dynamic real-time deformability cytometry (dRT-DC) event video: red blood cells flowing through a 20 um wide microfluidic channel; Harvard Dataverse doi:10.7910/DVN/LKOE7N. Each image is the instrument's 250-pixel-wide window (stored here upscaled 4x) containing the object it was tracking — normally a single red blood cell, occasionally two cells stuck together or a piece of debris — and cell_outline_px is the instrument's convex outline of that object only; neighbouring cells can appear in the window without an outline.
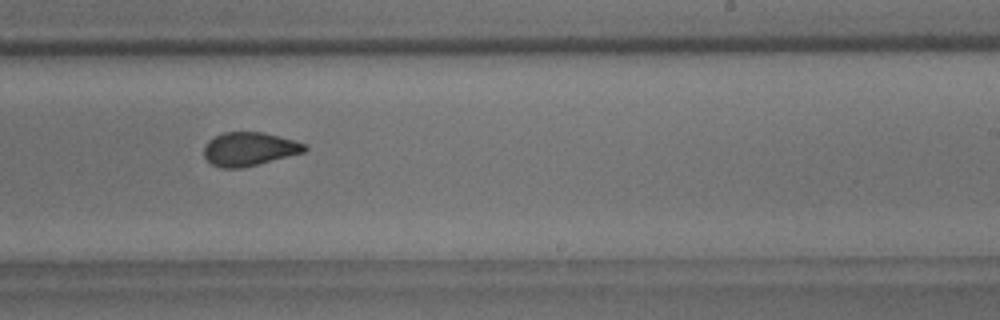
{"species": "common noctule bat (a hibernating species)", "species_latin": "Nyctalus noctula", "temperature_condition": "room temperature", "stored_images_in_passage": 15, "camera_frame_rate_fps": 3000, "um_per_image_px": 0.085, "animal": {"sex": "male", "body_mass_g": 18.8}, "frame": {"image": 1, "passage_image": 9, "time_ms": 2.667, "image_size_px": [1000, 320], "cell_outline_px": [[308, 148], [304, 152], [244, 168], [220, 168], [212, 164], [204, 156], [204, 148], [208, 140], [224, 132], [264, 132], [292, 140], [304, 144]], "centroid_in_image_um": [21.16, 12.67], "position_along_channel_um": 267.8, "area_um2": 19.59}}
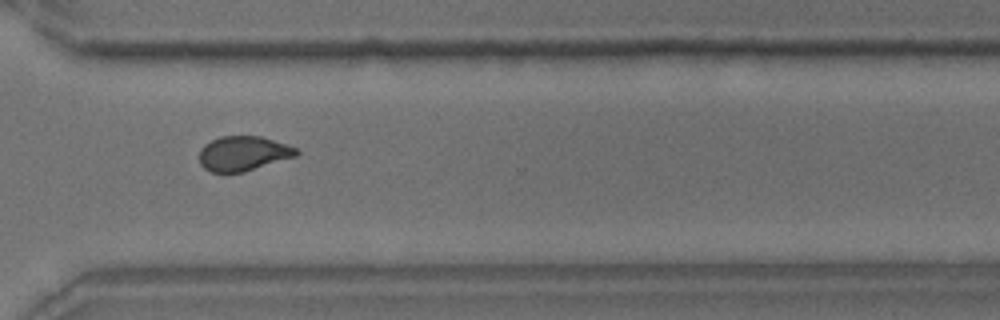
{"frame": {"image": 2, "passage_image": 11, "time_ms": 3.333, "image_size_px": [1000, 320], "cell_outline_px": [[300, 152], [296, 156], [244, 172], [212, 172], [204, 168], [200, 164], [200, 148], [204, 144], [220, 136], [260, 136], [296, 148]], "centroid_in_image_um": [20.65, 13.05], "position_along_channel_um": 350.0, "area_um2": 19.48}}
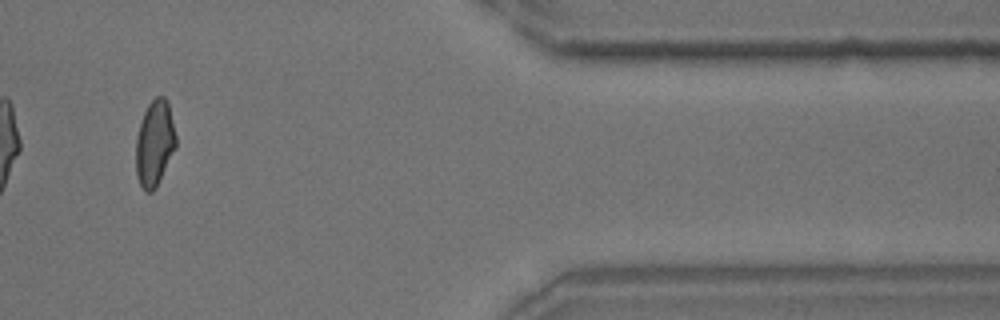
{"frame": {"image": 3, "passage_image": 13, "time_ms": 4.0, "image_size_px": [1000, 320], "cell_outline_px": [[176, 148], [156, 188], [152, 192], [144, 192], [136, 176], [136, 136], [144, 112], [148, 104], [156, 96], [164, 96], [168, 100], [176, 136]], "centroid_in_image_um": [13.15, 12.19], "position_along_channel_um": 398.3, "area_um2": 20.23}}